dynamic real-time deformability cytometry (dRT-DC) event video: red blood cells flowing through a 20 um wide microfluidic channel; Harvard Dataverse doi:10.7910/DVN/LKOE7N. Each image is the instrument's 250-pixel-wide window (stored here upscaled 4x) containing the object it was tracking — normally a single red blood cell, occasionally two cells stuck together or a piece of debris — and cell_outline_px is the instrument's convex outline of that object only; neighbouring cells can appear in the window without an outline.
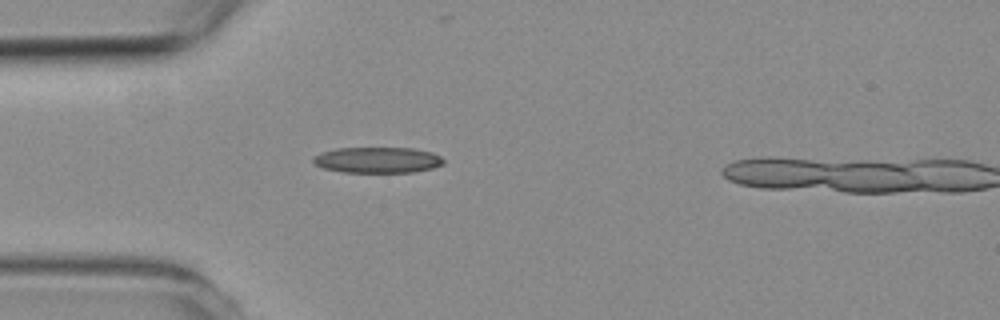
{"species": "common noctule bat (a hibernating species)", "species_latin": "Nyctalus noctula", "temperature_condition": "room temperature", "stored_images_in_passage": 5, "camera_frame_rate_fps": 3000, "um_per_image_px": 0.085, "animal": {"sex": "female", "body_mass_g": 19.3, "forearm_length_mm": 54.1}, "frame": {"image": 1, "passage_image": 4, "time_ms": 3.333, "image_size_px": [1000, 320], "cell_outline_px": [[444, 164], [432, 168], [412, 172], [340, 172], [324, 168], [316, 164], [312, 160], [312, 156], [320, 152], [336, 148], [412, 148], [432, 152], [440, 156], [444, 160]], "centroid_in_image_um": [32.07, 13.59], "position_along_channel_um": 52.9, "area_um2": 19.71}}